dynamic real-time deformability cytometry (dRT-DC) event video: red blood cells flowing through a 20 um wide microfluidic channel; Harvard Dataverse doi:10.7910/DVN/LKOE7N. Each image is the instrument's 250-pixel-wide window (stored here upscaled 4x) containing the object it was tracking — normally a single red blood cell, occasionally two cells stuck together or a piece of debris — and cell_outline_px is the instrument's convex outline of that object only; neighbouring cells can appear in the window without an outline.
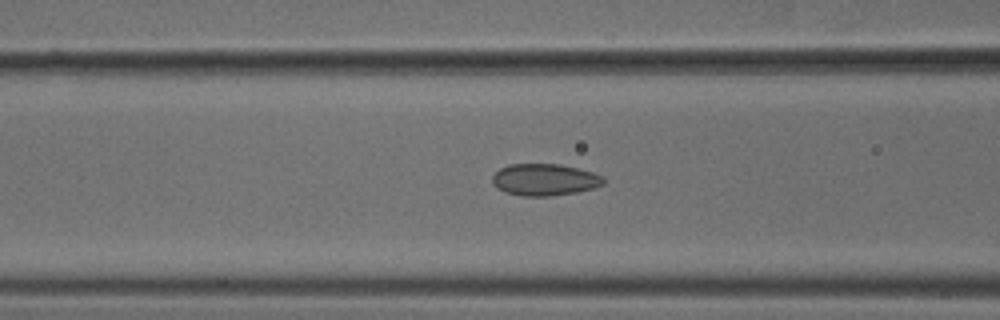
{"species": "common noctule bat (a hibernating species)", "species_latin": "Nyctalus noctula", "temperature_condition": "cold", "stored_images_in_passage": 54, "camera_frame_rate_fps": 3000, "um_per_image_px": 0.085, "animal": {"sex": "male", "body_mass_g": 18.8}, "frame": {"image": 1, "passage_image": 22, "time_ms": 7.0, "image_size_px": [1000, 320], "cell_outline_px": [[604, 184], [592, 188], [576, 192], [552, 196], [520, 196], [504, 192], [496, 188], [492, 184], [492, 176], [500, 168], [508, 164], [560, 164], [592, 172], [604, 176]], "centroid_in_image_um": [46.25, 15.28], "position_along_channel_um": 120.3, "area_um2": 20.75}}
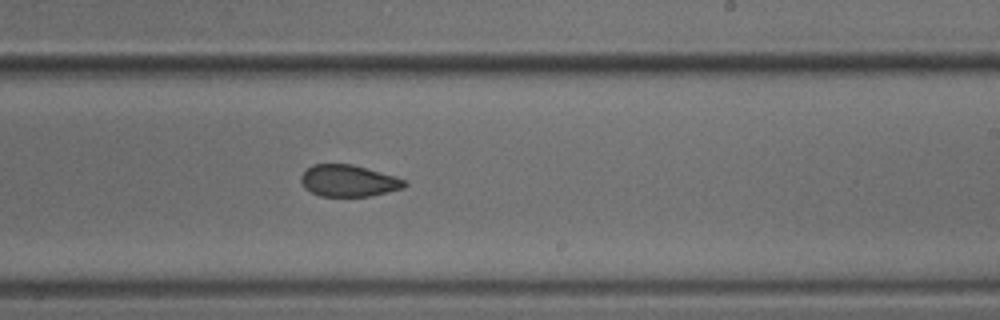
{"frame": {"image": 2, "passage_image": 33, "time_ms": 10.667, "image_size_px": [1000, 320], "cell_outline_px": [[408, 184], [404, 188], [368, 196], [320, 196], [304, 188], [300, 180], [300, 176], [312, 164], [352, 164], [396, 176], [404, 180]], "centroid_in_image_um": [29.62, 15.36], "position_along_channel_um": 259.4, "area_um2": 19.07}}
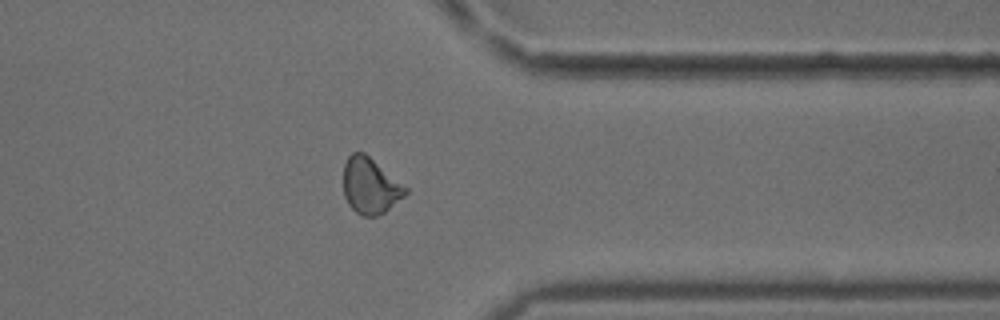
{"frame": {"image": 3, "passage_image": 43, "time_ms": 14.0, "image_size_px": [1000, 320], "cell_outline_px": [[408, 192], [404, 196], [384, 212], [376, 216], [360, 216], [348, 204], [344, 196], [344, 164], [348, 156], [352, 152], [364, 152], [408, 188]], "centroid_in_image_um": [31.46, 15.79], "position_along_channel_um": 379.9, "area_um2": 20.11}, "authors_computed_cell_mechanics": {"area_um2": 20.1144, "velocity_mm_per_s": 3.7845, "shape_relaxation_time_tau1_ms": null, "shape_relaxation_time_tau2_ms": 2.2147, "deformation_change_tau1": null, "deformation_change_tau2": 0.0685}}